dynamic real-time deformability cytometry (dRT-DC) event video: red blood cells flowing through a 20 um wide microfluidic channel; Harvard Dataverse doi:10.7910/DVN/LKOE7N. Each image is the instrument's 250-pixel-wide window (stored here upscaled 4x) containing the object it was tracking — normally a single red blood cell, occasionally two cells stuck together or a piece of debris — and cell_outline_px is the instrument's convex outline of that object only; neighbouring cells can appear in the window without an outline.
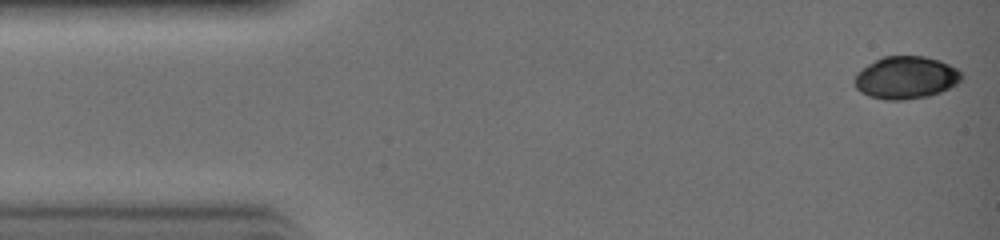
{"species": "common noctule bat (a hibernating species)", "species_latin": "Nyctalus noctula", "temperature_condition": "warm", "stored_images_in_passage": 31, "camera_frame_rate_fps": 3000, "um_per_image_px": 0.085, "animal": {"sex": "female", "body_mass_g": 19.0, "forearm_length_mm": 51.5}, "frame": {"image": 1, "passage_image": 1, "time_ms": 0.0, "image_size_px": [1000, 240], "cell_outline_px": [[960, 80], [956, 84], [940, 92], [928, 96], [904, 100], [884, 100], [868, 96], [860, 92], [856, 88], [856, 76], [868, 64], [884, 56], [924, 56], [940, 60], [956, 68], [960, 72]], "centroid_in_image_um": [77.0, 6.6], "position_along_channel_um": 8.0, "area_um2": 26.18}}
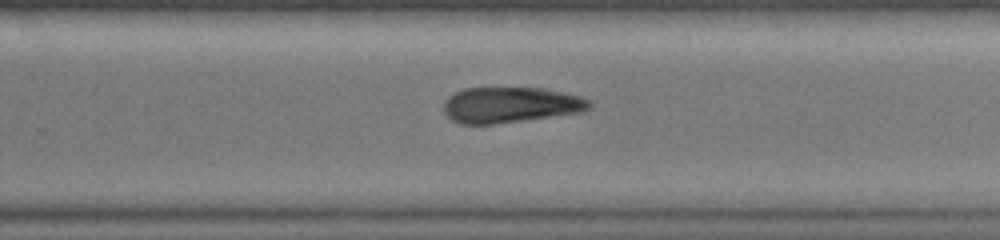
{"frame": {"image": 2, "passage_image": 20, "time_ms": 6.333, "image_size_px": [1000, 240], "cell_outline_px": [[592, 108], [584, 112], [492, 124], [460, 124], [452, 120], [444, 112], [444, 100], [448, 96], [464, 88], [544, 88], [564, 92], [580, 96], [592, 100]], "centroid_in_image_um": [43.43, 8.91], "position_along_channel_um": 286.4, "area_um2": 30.52}}
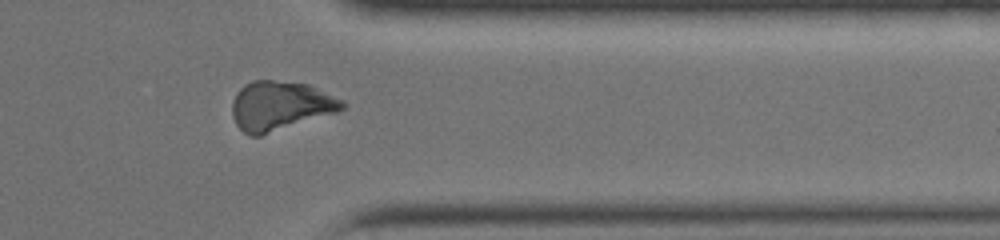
{"frame": {"image": 3, "passage_image": 25, "time_ms": 8.0, "image_size_px": [1000, 240], "cell_outline_px": [[348, 104], [340, 112], [260, 136], [252, 136], [244, 132], [236, 124], [232, 116], [232, 100], [236, 92], [244, 84], [252, 80], [272, 80], [308, 84], [344, 100]], "centroid_in_image_um": [23.84, 8.99], "position_along_channel_um": 387.6, "area_um2": 32.02}}